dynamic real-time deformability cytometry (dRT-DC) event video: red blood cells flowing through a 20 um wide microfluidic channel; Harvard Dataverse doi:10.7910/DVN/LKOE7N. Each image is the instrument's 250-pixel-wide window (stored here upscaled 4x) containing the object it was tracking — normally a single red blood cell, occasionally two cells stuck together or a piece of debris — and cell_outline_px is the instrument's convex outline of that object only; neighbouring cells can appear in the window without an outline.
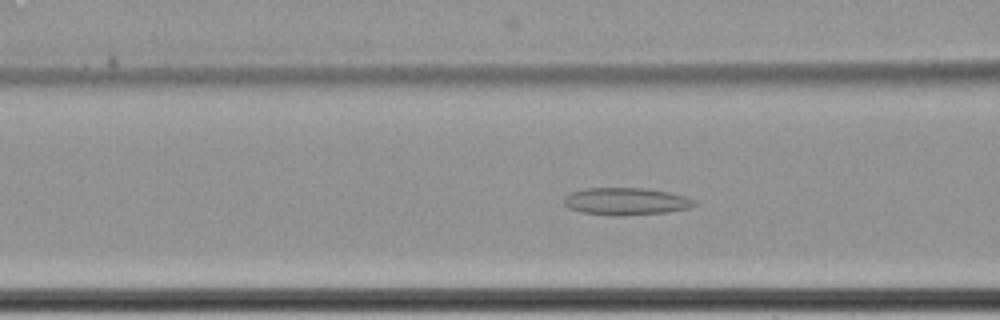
{"species": "common noctule bat (a hibernating species)", "species_latin": "Nyctalus noctula", "temperature_condition": "cold", "stored_images_in_passage": 45, "camera_frame_rate_fps": 3000, "um_per_image_px": 0.085, "animal": {"sex": "female", "body_mass_g": 22.7, "forearm_length_mm": 54.2}, "frame": {"image": 1, "passage_image": 9, "time_ms": 2.667, "image_size_px": [1000, 320], "cell_outline_px": [[696, 204], [688, 208], [668, 212], [616, 216], [608, 216], [580, 212], [568, 208], [564, 204], [564, 196], [572, 192], [588, 188], [644, 188], [668, 192], [684, 196], [696, 200]], "centroid_in_image_um": [53.18, 17.12], "position_along_channel_um": 113.4, "area_um2": 20.81}}
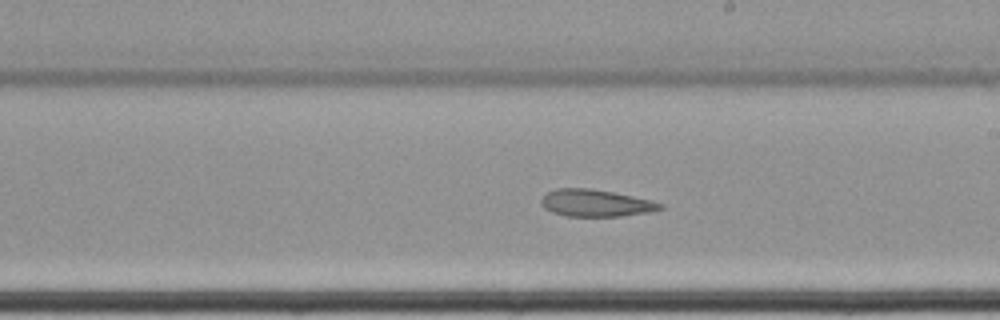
{"frame": {"image": 2, "passage_image": 20, "time_ms": 6.333, "image_size_px": [1000, 320], "cell_outline_px": [[664, 208], [648, 212], [620, 216], [568, 216], [552, 212], [544, 208], [540, 204], [540, 200], [548, 192], [556, 188], [588, 188], [612, 192], [652, 200], [664, 204]], "centroid_in_image_um": [50.63, 17.26], "position_along_channel_um": 238.4, "area_um2": 18.67}}
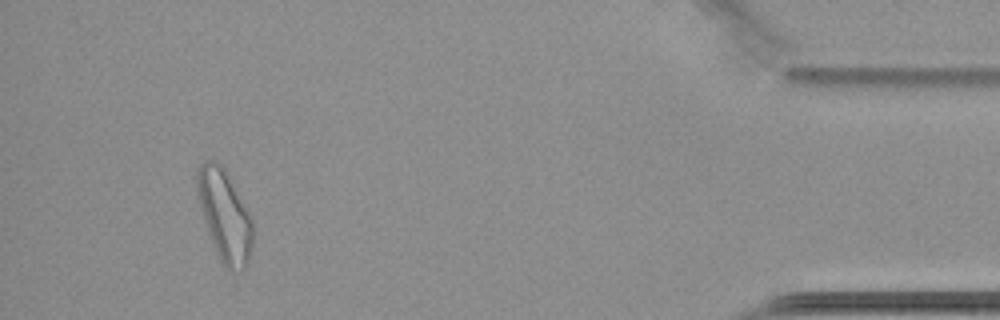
{"frame": {"image": 3, "passage_image": 41, "time_ms": 13.333, "image_size_px": [1000, 320], "cell_outline_px": [[252, 248], [244, 272], [228, 272], [224, 268], [212, 244], [200, 208], [196, 192], [196, 168], [204, 160], [216, 160], [228, 172], [252, 216]], "centroid_in_image_um": [19.09, 18.32], "position_along_channel_um": 416.1, "area_um2": 30.46}, "authors_computed_cell_mechanics": {"area_um2": 20.5768, "velocity_mm_per_s": 3.4077, "shape_relaxation_time_tau1_ms": null, "shape_relaxation_time_tau2_ms": 7.9472, "deformation_change_tau1": null, "deformation_change_tau2": 0.1235}}